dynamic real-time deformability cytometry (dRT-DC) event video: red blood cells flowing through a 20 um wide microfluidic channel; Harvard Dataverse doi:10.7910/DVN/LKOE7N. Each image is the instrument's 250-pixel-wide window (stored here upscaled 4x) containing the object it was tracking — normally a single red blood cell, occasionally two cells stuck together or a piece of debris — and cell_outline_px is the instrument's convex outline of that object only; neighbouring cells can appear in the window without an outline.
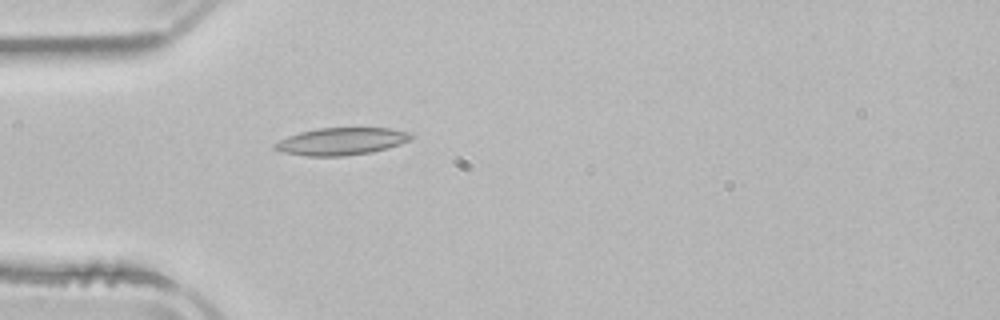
{"species": "common noctule bat (a hibernating species)", "species_latin": "Nyctalus noctula", "temperature_condition": "room temperature", "stored_images_in_passage": 2, "camera_frame_rate_fps": 3000, "um_per_image_px": 0.085, "animal": {"sex": "male", "body_mass_g": 21.5, "forearm_length_mm": 52.0}, "frame": {"image": 1, "passage_image": 2, "time_ms": 1.333, "image_size_px": [1000, 320], "cell_outline_px": [[416, 136], [412, 140], [388, 148], [372, 152], [344, 156], [308, 156], [284, 152], [272, 148], [272, 144], [288, 136], [300, 132], [316, 128], [388, 128], [416, 132]], "centroid_in_image_um": [29.1, 12.0], "position_along_channel_um": 55.9, "area_um2": 22.02}}